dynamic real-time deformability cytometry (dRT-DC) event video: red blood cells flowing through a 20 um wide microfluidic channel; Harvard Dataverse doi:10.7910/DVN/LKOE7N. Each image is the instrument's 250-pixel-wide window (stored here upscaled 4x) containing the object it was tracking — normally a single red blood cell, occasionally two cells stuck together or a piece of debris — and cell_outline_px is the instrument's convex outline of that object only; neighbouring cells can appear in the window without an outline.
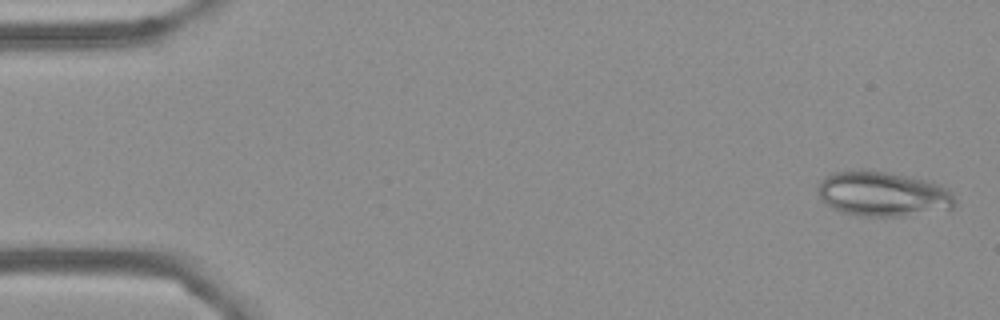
{"species": "Egyptian fruit bat (a non-hibernating species)", "species_latin": "Rousettus aegyptiacus", "temperature_condition": "cold", "stored_images_in_passage": 55, "camera_frame_rate_fps": 3000, "um_per_image_px": 0.085, "frame": {"image": 1, "passage_image": 2, "time_ms": 0.333, "image_size_px": [1000, 320], "cell_outline_px": [[956, 204], [952, 208], [904, 216], [860, 216], [840, 212], [832, 208], [820, 200], [816, 188], [820, 180], [832, 172], [860, 168], [864, 168], [888, 172], [924, 180], [936, 184], [952, 192], [956, 200]], "centroid_in_image_um": [74.95, 16.47], "position_along_channel_um": 10.0, "area_um2": 36.24}}
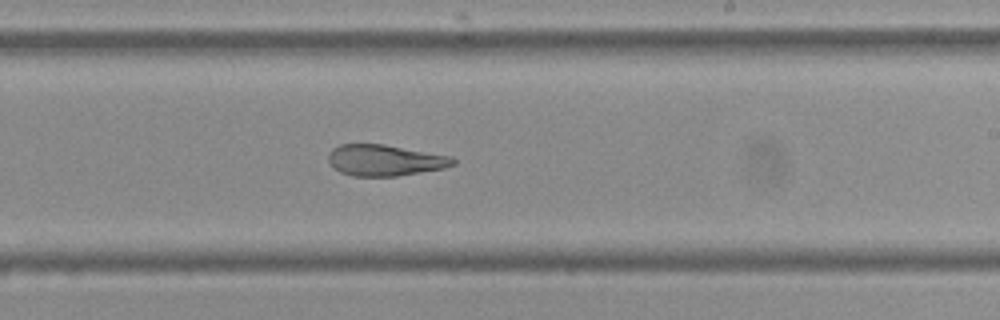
{"frame": {"image": 2, "passage_image": 33, "time_ms": 10.667, "image_size_px": [1000, 320], "cell_outline_px": [[456, 164], [444, 168], [396, 176], [352, 176], [340, 172], [328, 160], [328, 152], [332, 148], [340, 144], [384, 144], [452, 156], [456, 160]], "centroid_in_image_um": [32.72, 13.61], "position_along_channel_um": 256.3, "area_um2": 22.66}}
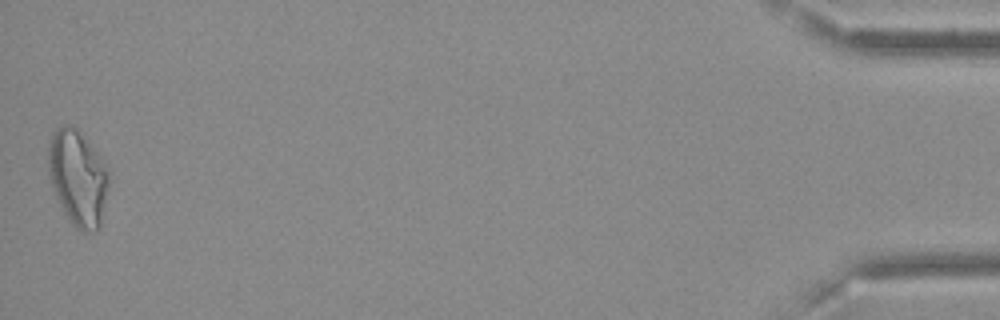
{"frame": {"image": 3, "passage_image": 55, "time_ms": 18.0, "image_size_px": [1000, 320], "cell_outline_px": [[108, 184], [100, 228], [96, 232], [84, 232], [76, 228], [68, 220], [56, 196], [48, 176], [48, 148], [52, 132], [56, 128], [64, 124], [68, 124], [76, 128], [96, 152], [108, 172]], "centroid_in_image_um": [6.58, 15.14], "position_along_channel_um": 428.6, "area_um2": 33.47}, "authors_computed_cell_mechanics": {"area_um2": 27.166, "velocity_mm_per_s": 3.6239, "shape_relaxation_time_tau1_ms": null, "shape_relaxation_time_tau2_ms": 4.5786, "deformation_change_tau1": null, "deformation_change_tau2": 0.1081}}